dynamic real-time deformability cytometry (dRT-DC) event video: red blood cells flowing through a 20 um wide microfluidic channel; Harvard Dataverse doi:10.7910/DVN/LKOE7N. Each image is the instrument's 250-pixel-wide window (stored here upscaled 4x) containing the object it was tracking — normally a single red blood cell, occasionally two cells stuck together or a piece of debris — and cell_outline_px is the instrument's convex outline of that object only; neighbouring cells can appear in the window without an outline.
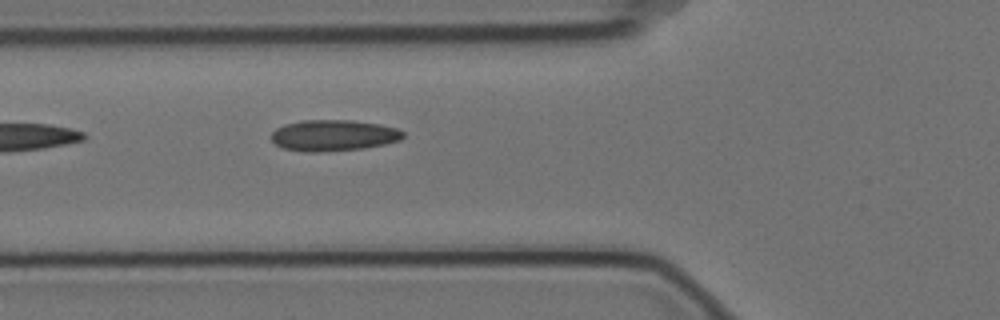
{"species": "Egyptian fruit bat (a non-hibernating species)", "species_latin": "Rousettus aegyptiacus", "temperature_condition": "cold", "stored_images_in_passage": 6, "camera_frame_rate_fps": 3000, "um_per_image_px": 0.085, "animal": {"sex": "female"}, "frame": {"image": 1, "passage_image": 6, "time_ms": 1.667, "image_size_px": [1000, 320], "cell_outline_px": [[404, 136], [400, 140], [384, 144], [364, 148], [320, 152], [304, 152], [284, 148], [276, 144], [272, 140], [272, 132], [276, 128], [284, 124], [300, 120], [352, 120], [380, 124], [396, 128], [404, 132]], "centroid_in_image_um": [28.34, 11.5], "position_along_channel_um": 97.5, "area_um2": 23.99}}